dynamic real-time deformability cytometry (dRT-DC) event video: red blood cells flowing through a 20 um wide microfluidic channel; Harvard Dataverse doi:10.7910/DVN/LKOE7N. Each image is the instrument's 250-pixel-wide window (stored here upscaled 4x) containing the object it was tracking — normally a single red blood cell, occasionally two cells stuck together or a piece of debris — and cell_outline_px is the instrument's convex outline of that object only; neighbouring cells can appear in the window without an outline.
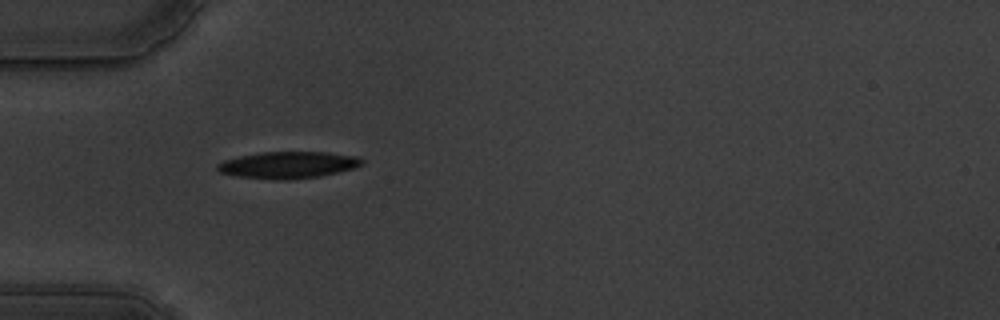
{"species": "common noctule bat (a hibernating species)", "species_latin": "Nyctalus noctula", "temperature_condition": "warm", "stored_images_in_passage": 40, "camera_frame_rate_fps": 3000, "um_per_image_px": 0.085, "animal": {"sex": "male", "body_mass_g": 19.5, "forearm_length_mm": 54.6}, "frame": {"image": 1, "passage_image": 1, "time_ms": 0.0, "image_size_px": [1000, 320], "cell_outline_px": [[364, 160], [360, 164], [352, 168], [320, 176], [288, 180], [272, 180], [232, 176], [220, 172], [216, 168], [216, 164], [224, 160], [240, 156], [264, 152], [328, 152], [360, 156]], "centroid_in_image_um": [24.45, 14.03], "position_along_channel_um": 60.6, "area_um2": 22.66}}
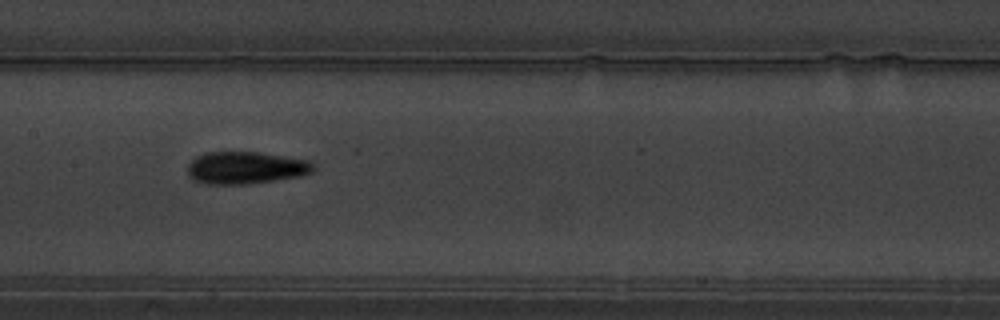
{"frame": {"image": 2, "passage_image": 12, "time_ms": 3.667, "image_size_px": [1000, 320], "cell_outline_px": [[316, 168], [312, 172], [304, 176], [248, 184], [204, 184], [192, 180], [188, 176], [188, 164], [196, 156], [204, 152], [256, 152], [308, 160], [316, 164]], "centroid_in_image_um": [20.89, 14.27], "position_along_channel_um": 186.5, "area_um2": 23.99}}
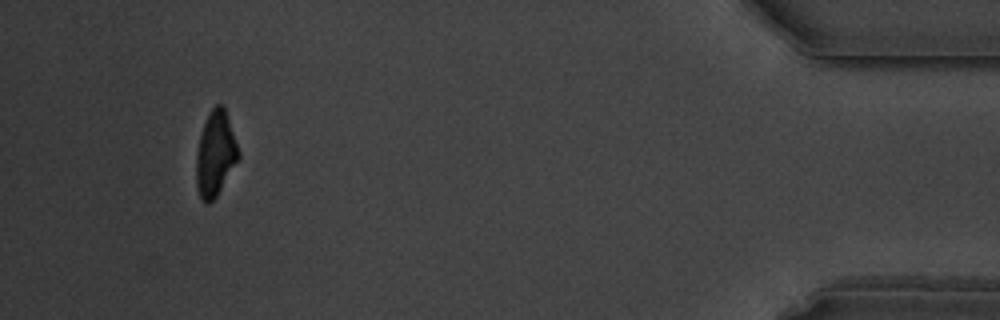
{"frame": {"image": 3, "passage_image": 37, "time_ms": 12.0, "image_size_px": [1000, 320], "cell_outline_px": [[240, 156], [216, 196], [208, 204], [204, 204], [196, 188], [196, 156], [200, 132], [212, 108], [216, 104], [220, 104], [224, 108], [240, 152]], "centroid_in_image_um": [18.29, 13.1], "position_along_channel_um": 416.9, "area_um2": 20.58}, "authors_computed_cell_mechanics": {"area_um2": 22.3686, "velocity_mm_per_s": 3.5373, "shape_relaxation_time_tau1_ms": 4.3281, "shape_relaxation_time_tau2_ms": 2.813, "deformation_change_tau1": 0.171, "deformation_change_tau2": 0.0968}}